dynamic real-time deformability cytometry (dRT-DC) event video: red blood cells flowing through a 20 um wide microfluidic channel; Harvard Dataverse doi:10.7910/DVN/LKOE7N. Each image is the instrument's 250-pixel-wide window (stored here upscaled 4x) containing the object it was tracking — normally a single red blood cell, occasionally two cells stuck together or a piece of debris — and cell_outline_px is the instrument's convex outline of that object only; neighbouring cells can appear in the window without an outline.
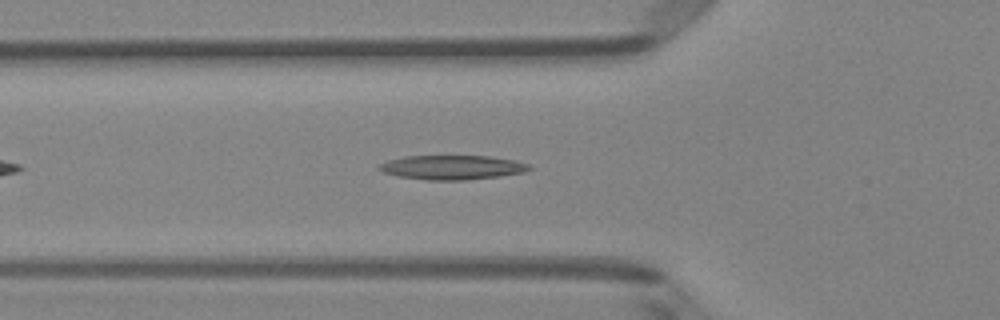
{"species": "Egyptian fruit bat (a non-hibernating species)", "species_latin": "Rousettus aegyptiacus", "temperature_condition": "room temperature", "stored_images_in_passage": 40, "camera_frame_rate_fps": 3000, "um_per_image_px": 0.085, "animal": {"sex": "female"}, "frame": {"image": 1, "passage_image": 7, "time_ms": 2.0, "image_size_px": [1000, 320], "cell_outline_px": [[532, 168], [520, 172], [496, 176], [464, 180], [428, 180], [400, 176], [384, 172], [376, 168], [380, 164], [388, 160], [404, 156], [488, 156], [512, 160], [528, 164]], "centroid_in_image_um": [38.36, 14.22], "position_along_channel_um": 87.4, "area_um2": 20.81}}
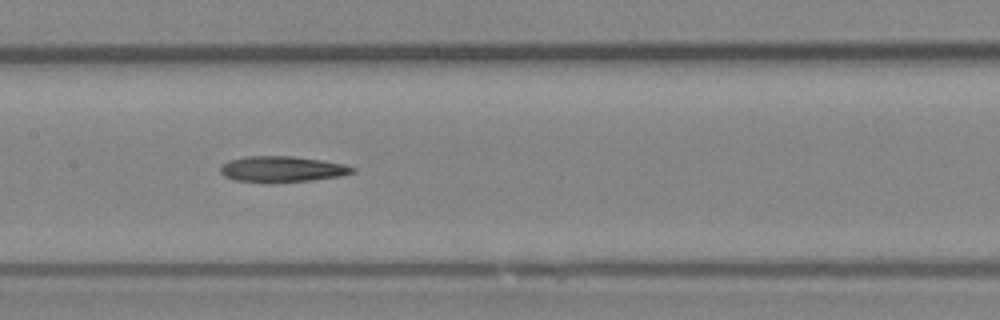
{"frame": {"image": 2, "passage_image": 14, "time_ms": 4.333, "image_size_px": [1000, 320], "cell_outline_px": [[356, 172], [340, 176], [312, 180], [272, 184], [268, 184], [236, 180], [224, 176], [220, 172], [220, 164], [228, 160], [244, 156], [292, 156], [320, 160], [344, 164], [356, 168]], "centroid_in_image_um": [23.93, 14.39], "position_along_channel_um": 183.5, "area_um2": 20.4}}
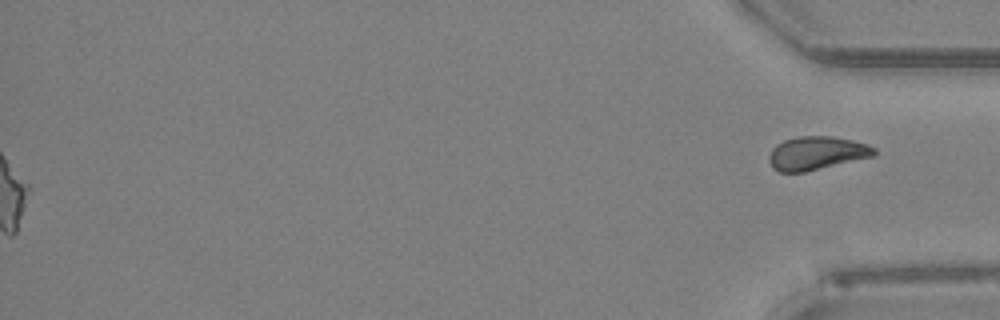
{"frame": {"image": 3, "passage_image": 40, "time_ms": 13.0, "image_size_px": [1000, 320], "cell_outline_px": [[876, 156], [804, 172], [780, 172], [772, 168], [768, 160], [768, 156], [772, 148], [776, 144], [784, 140], [800, 136], [832, 136], [852, 140], [868, 144], [876, 148]], "centroid_in_image_um": [69.42, 13.02], "position_along_channel_um": 365.8, "area_um2": 20.69}, "authors_computed_cell_mechanics": {"area_um2": 20.0277, "velocity_mm_per_s": 4.1131, "shape_relaxation_time_tau1_ms": null, "shape_relaxation_time_tau2_ms": 4.4861, "deformation_change_tau1": null, "deformation_change_tau2": 0.1703}}